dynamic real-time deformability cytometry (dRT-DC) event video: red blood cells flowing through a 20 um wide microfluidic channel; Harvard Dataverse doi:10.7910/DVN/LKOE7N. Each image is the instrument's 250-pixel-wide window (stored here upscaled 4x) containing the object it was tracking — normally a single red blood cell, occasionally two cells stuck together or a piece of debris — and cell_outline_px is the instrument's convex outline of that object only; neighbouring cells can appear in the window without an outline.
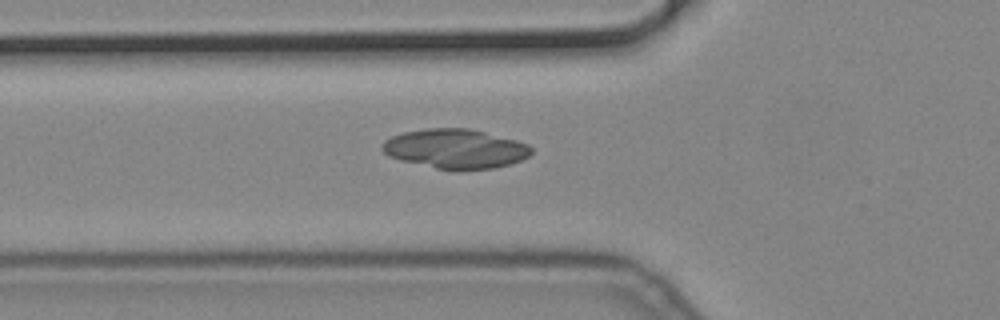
{"species": "common noctule bat (a hibernating species)", "species_latin": "Nyctalus noctula", "temperature_condition": "cold", "stored_images_in_passage": 31, "camera_frame_rate_fps": 3000, "um_per_image_px": 0.085, "animal": {"sex": "male", "body_mass_g": 19.2, "forearm_length_mm": 51.8}, "frame": {"image": 1, "passage_image": 5, "time_ms": 1.333, "image_size_px": [1000, 320], "cell_outline_px": [[532, 152], [528, 156], [520, 160], [508, 164], [492, 168], [460, 172], [456, 172], [436, 168], [400, 160], [388, 156], [380, 148], [384, 140], [392, 136], [404, 132], [424, 128], [468, 128], [516, 140], [528, 144], [532, 148]], "centroid_in_image_um": [38.68, 12.66], "position_along_channel_um": 87.1, "area_um2": 34.56}}
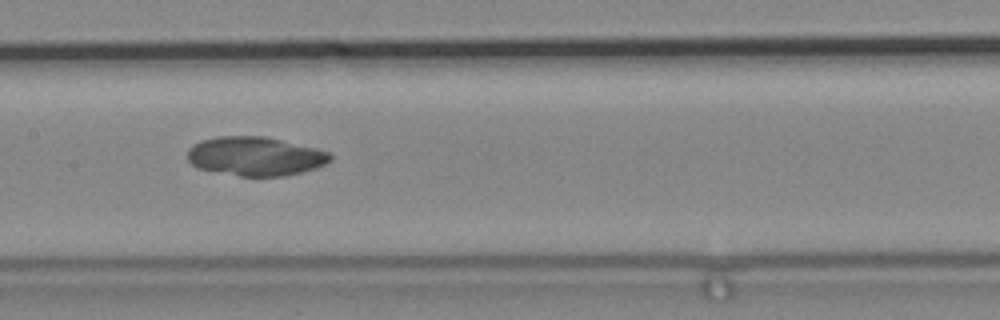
{"frame": {"image": 2, "passage_image": 13, "time_ms": 4.0, "image_size_px": [1000, 320], "cell_outline_px": [[332, 160], [316, 168], [284, 176], [240, 176], [200, 168], [192, 164], [188, 160], [188, 148], [192, 144], [200, 140], [216, 136], [264, 136], [328, 152], [332, 156]], "centroid_in_image_um": [21.66, 13.27], "position_along_channel_um": 185.7, "area_um2": 32.08}}
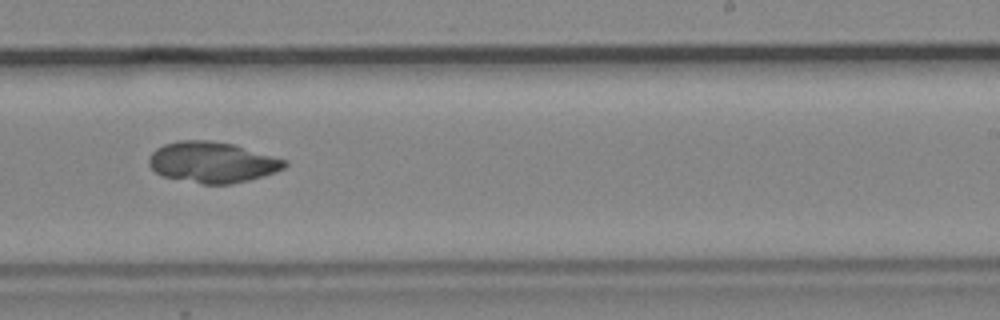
{"frame": {"image": 3, "passage_image": 20, "time_ms": 6.333, "image_size_px": [1000, 320], "cell_outline_px": [[288, 164], [284, 168], [276, 172], [264, 176], [232, 184], [204, 184], [164, 176], [156, 172], [148, 164], [148, 160], [152, 152], [156, 148], [164, 144], [176, 140], [208, 140], [236, 144], [288, 160]], "centroid_in_image_um": [18.08, 13.77], "position_along_channel_um": 270.9, "area_um2": 32.54}}